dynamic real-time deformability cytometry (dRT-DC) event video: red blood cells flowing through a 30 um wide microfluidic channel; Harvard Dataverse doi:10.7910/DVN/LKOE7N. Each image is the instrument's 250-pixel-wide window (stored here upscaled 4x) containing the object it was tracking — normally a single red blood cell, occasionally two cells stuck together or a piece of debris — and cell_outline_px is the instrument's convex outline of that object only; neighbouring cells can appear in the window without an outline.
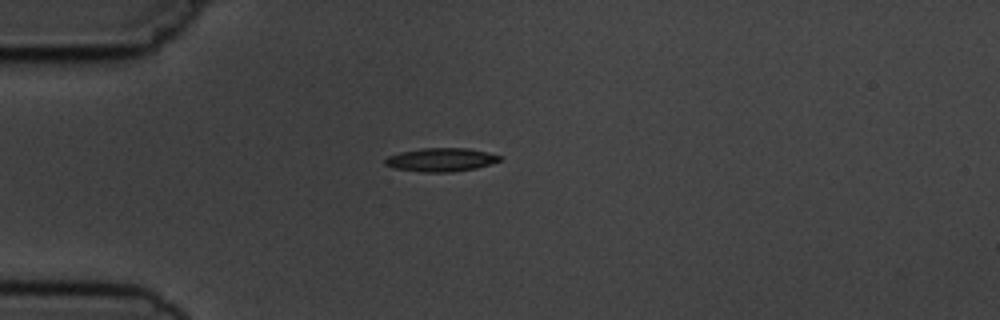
{"species": "common noctule bat (a hibernating species)", "species_latin": "Nyctalus noctula", "temperature_condition": "cold", "stored_images_in_passage": 4, "camera_frame_rate_fps": 3000, "um_per_image_px": 0.085, "animal": {"sex": "male", "body_mass_g": 19.5, "forearm_length_mm": 54.6}, "frame": {"image": 1, "passage_image": 4, "time_ms": 5.0, "image_size_px": [1000, 320], "cell_outline_px": [[500, 160], [476, 168], [452, 172], [424, 172], [396, 168], [384, 164], [384, 160], [388, 156], [400, 152], [420, 148], [468, 148], [488, 152], [500, 156]], "centroid_in_image_um": [37.46, 13.57], "position_along_channel_um": 47.5, "area_um2": 15.55}}